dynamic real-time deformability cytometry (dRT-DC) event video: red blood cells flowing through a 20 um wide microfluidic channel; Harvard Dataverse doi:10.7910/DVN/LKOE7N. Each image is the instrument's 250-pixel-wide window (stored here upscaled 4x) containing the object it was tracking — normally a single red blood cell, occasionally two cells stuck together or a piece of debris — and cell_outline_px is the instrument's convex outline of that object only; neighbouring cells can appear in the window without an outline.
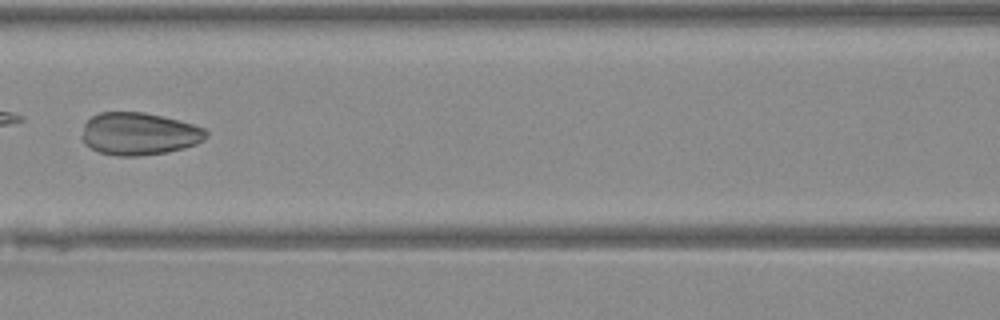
{"species": "Egyptian fruit bat (a non-hibernating species)", "species_latin": "Rousettus aegyptiacus", "temperature_condition": "warm", "stored_images_in_passage": 36, "camera_frame_rate_fps": 3000, "um_per_image_px": 0.085, "animal": {"sex": "female"}, "frame": {"image": 1, "passage_image": 11, "time_ms": 3.333, "image_size_px": [1000, 320], "cell_outline_px": [[208, 136], [204, 140], [196, 144], [184, 148], [168, 152], [140, 156], [116, 156], [100, 152], [84, 144], [80, 136], [84, 124], [92, 116], [100, 112], [144, 112], [192, 124], [204, 128], [208, 132]], "centroid_in_image_um": [11.8, 11.38], "position_along_channel_um": 154.8, "area_um2": 30.87}}